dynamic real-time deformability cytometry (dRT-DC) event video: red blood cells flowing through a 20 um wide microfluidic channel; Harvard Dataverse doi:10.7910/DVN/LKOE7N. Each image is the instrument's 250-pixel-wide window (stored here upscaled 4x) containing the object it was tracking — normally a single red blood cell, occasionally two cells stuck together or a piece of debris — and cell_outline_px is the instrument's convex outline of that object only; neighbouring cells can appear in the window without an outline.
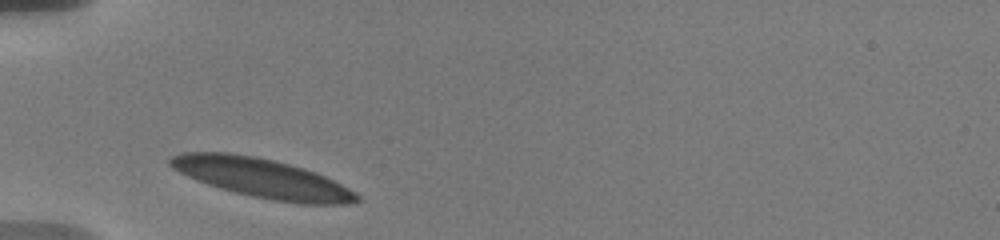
{"species": "human", "species_latin": "Homo sapiens", "temperature_condition": "warm", "stored_images_in_passage": 42, "camera_frame_rate_fps": 3000, "um_per_image_px": 0.085, "donor": {"sex": "male"}, "frame": {"image": 1, "passage_image": 1, "time_ms": 0.0, "image_size_px": [1000, 240], "cell_outline_px": [[360, 200], [348, 204], [300, 204], [272, 200], [252, 196], [220, 188], [196, 180], [172, 168], [168, 164], [168, 160], [172, 156], [184, 152], [228, 152], [256, 156], [304, 168], [316, 172], [356, 192], [360, 196]], "centroid_in_image_um": [22.28, 15.14], "position_along_channel_um": 62.7, "area_um2": 42.48}}
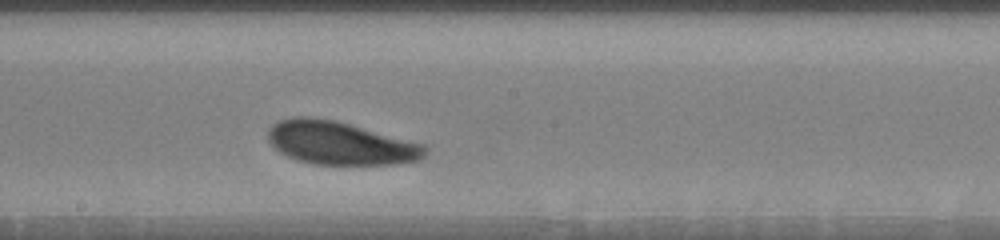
{"frame": {"image": 2, "passage_image": 18, "time_ms": 4.667, "image_size_px": [1000, 240], "cell_outline_px": [[424, 156], [420, 160], [396, 164], [312, 164], [296, 160], [280, 152], [268, 140], [268, 128], [272, 124], [280, 120], [292, 116], [308, 116], [336, 120], [424, 144]], "centroid_in_image_um": [28.87, 12.15], "position_along_channel_um": 219.3, "area_um2": 39.48}}
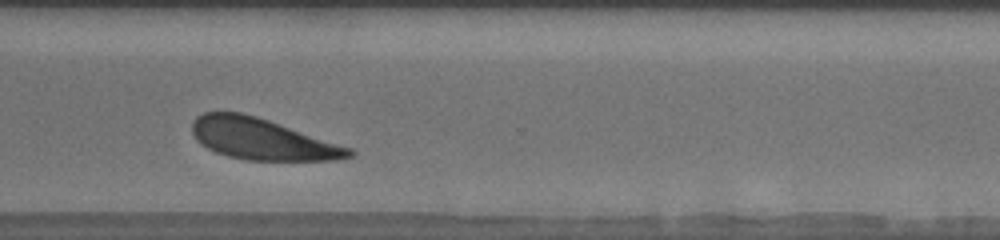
{"frame": {"image": 3, "passage_image": 34, "time_ms": 8.333, "image_size_px": [1000, 240], "cell_outline_px": [[356, 152], [352, 156], [336, 160], [248, 160], [228, 156], [216, 152], [208, 148], [196, 140], [192, 132], [192, 124], [196, 116], [204, 112], [240, 112], [256, 116], [352, 148]], "centroid_in_image_um": [22.27, 11.82], "position_along_channel_um": 348.3, "area_um2": 37.45}, "authors_computed_cell_mechanics": {"area_um2": 39.7664, "velocity_mm_per_s": 3.5243, "shape_relaxation_time_tau1_ms": 1.3512, "shape_relaxation_time_tau2_ms": null, "deformation_change_tau1": 0.0916, "deformation_change_tau2": null}}